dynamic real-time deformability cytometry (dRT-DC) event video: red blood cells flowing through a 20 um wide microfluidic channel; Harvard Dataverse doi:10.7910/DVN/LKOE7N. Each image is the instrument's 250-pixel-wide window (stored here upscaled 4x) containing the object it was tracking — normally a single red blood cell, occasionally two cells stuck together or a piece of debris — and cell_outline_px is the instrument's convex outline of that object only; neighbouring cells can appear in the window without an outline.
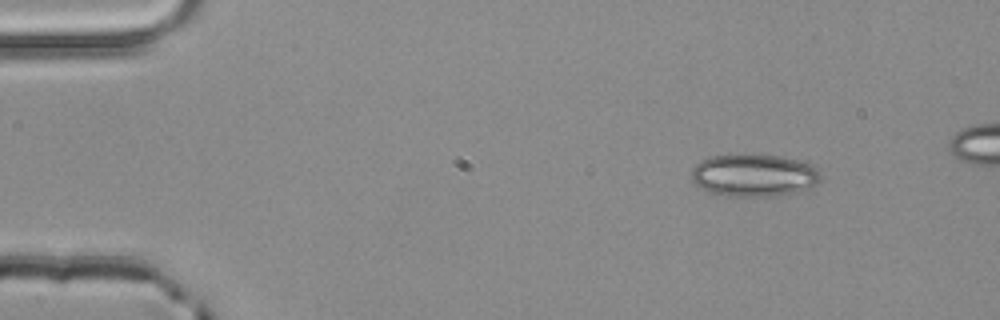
{"species": "common noctule bat (a hibernating species)", "species_latin": "Nyctalus noctula", "temperature_condition": "room temperature", "stored_images_in_passage": 4, "camera_frame_rate_fps": 3000, "um_per_image_px": 0.085, "animal": {"sex": "male", "body_mass_g": 20.4}, "frame": {"image": 1, "passage_image": 1, "time_ms": 0.0, "image_size_px": [1000, 320], "cell_outline_px": [[824, 176], [812, 188], [796, 192], [772, 196], [724, 196], [708, 192], [696, 184], [692, 180], [692, 168], [700, 160], [712, 156], [780, 156], [812, 164], [820, 168]], "centroid_in_image_um": [64.15, 14.92], "position_along_channel_um": 20.9, "area_um2": 31.96}}